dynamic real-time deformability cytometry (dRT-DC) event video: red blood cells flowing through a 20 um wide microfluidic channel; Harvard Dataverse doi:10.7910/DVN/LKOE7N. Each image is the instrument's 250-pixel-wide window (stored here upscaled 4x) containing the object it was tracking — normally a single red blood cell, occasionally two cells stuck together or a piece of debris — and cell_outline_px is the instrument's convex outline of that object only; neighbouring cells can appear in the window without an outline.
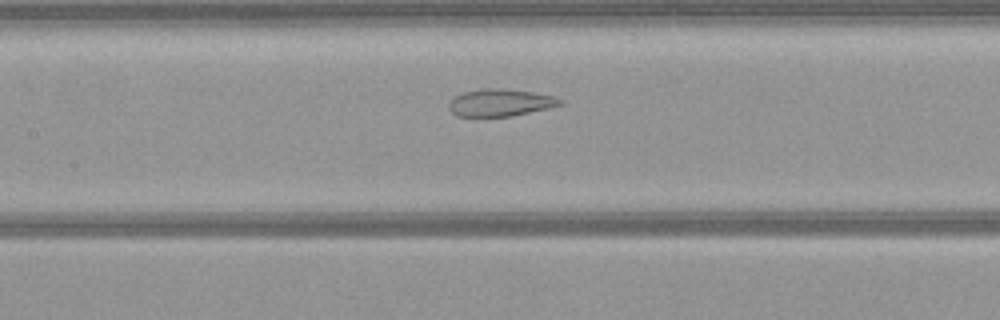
{"species": "common noctule bat (a hibernating species)", "species_latin": "Nyctalus noctula", "temperature_condition": "warm", "stored_images_in_passage": 31, "camera_frame_rate_fps": 3000, "um_per_image_px": 0.085, "animal": {"sex": "female", "body_mass_g": 21.9}, "frame": {"image": 1, "passage_image": 9, "time_ms": 2.667, "image_size_px": [1000, 320], "cell_outline_px": [[564, 104], [552, 108], [512, 116], [456, 116], [448, 108], [448, 104], [456, 96], [464, 92], [480, 88], [500, 88], [532, 92], [556, 96], [564, 100]], "centroid_in_image_um": [42.59, 8.72], "position_along_channel_um": 164.8, "area_um2": 17.86}}
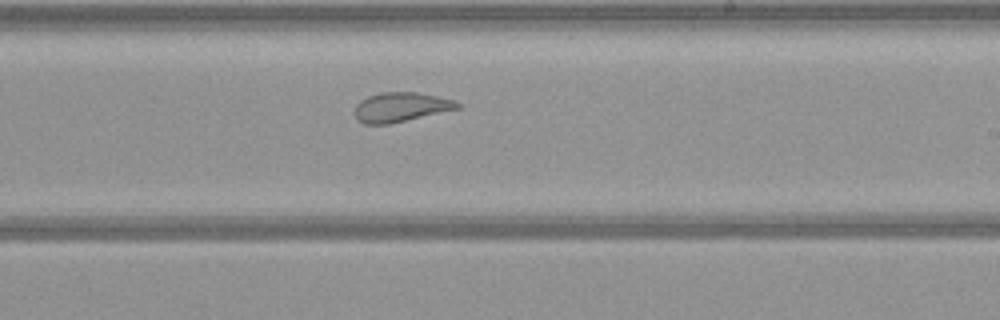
{"frame": {"image": 2, "passage_image": 16, "time_ms": 5.0, "image_size_px": [1000, 320], "cell_outline_px": [[460, 108], [388, 124], [364, 124], [356, 120], [356, 104], [360, 100], [368, 96], [380, 92], [416, 92], [456, 100], [460, 104]], "centroid_in_image_um": [34.05, 9.1], "position_along_channel_um": 254.9, "area_um2": 17.51}}
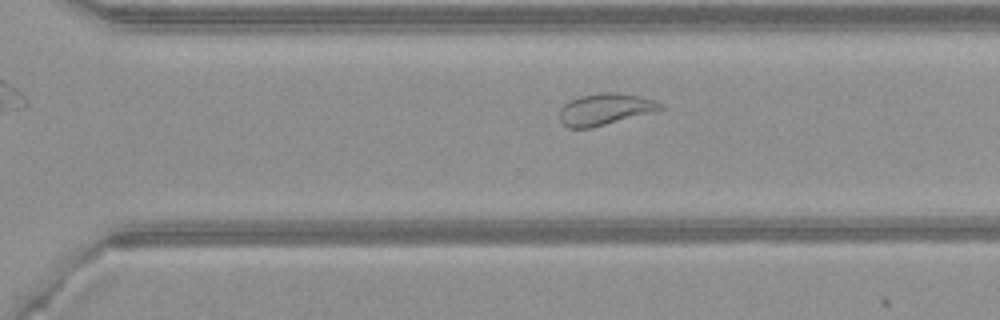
{"frame": {"image": 3, "passage_image": 21, "time_ms": 6.667, "image_size_px": [1000, 320], "cell_outline_px": [[664, 108], [652, 112], [592, 128], [568, 128], [560, 120], [560, 108], [568, 100], [580, 96], [600, 92], [616, 92], [640, 96], [664, 104]], "centroid_in_image_um": [51.4, 9.28], "position_along_channel_um": 319.2, "area_um2": 18.55}}